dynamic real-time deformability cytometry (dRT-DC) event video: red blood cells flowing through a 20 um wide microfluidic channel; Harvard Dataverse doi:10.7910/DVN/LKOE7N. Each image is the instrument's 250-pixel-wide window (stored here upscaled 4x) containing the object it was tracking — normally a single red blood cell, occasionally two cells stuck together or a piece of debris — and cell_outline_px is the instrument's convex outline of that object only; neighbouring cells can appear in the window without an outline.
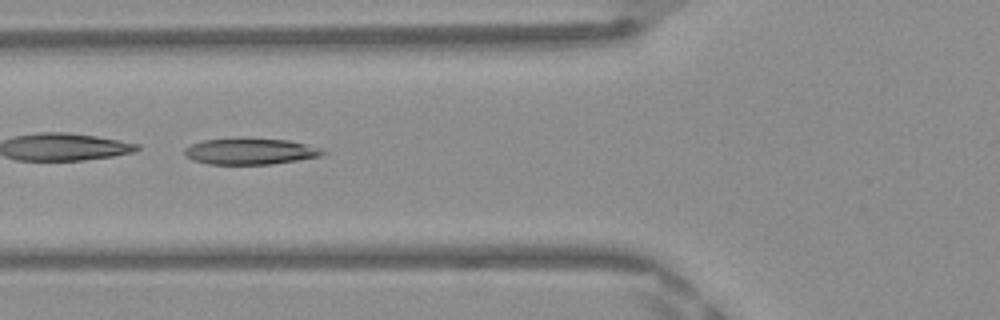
{"species": "Egyptian fruit bat (a non-hibernating species)", "species_latin": "Rousettus aegyptiacus", "temperature_condition": "warm", "stored_images_in_passage": 41, "camera_frame_rate_fps": 3000, "um_per_image_px": 0.085, "frame": {"image": 1, "passage_image": 12, "time_ms": 3.667, "image_size_px": [1000, 320], "cell_outline_px": [[328, 152], [320, 156], [272, 164], [208, 164], [192, 160], [184, 156], [184, 148], [192, 144], [204, 140], [288, 140], [324, 148]], "centroid_in_image_um": [21.29, 12.9], "position_along_channel_um": 104.5, "area_um2": 20.58}}
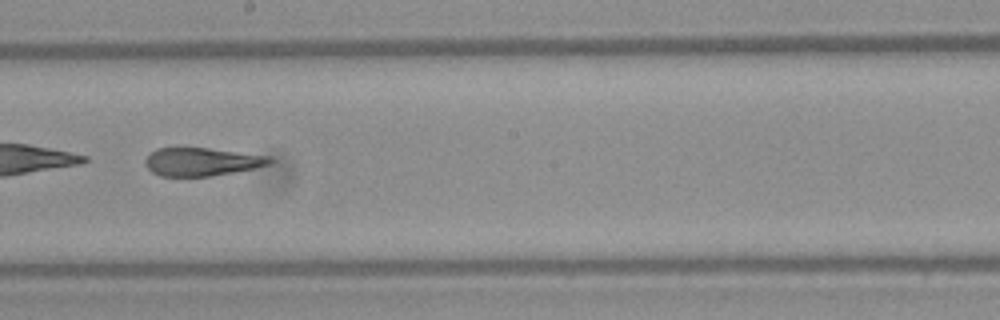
{"frame": {"image": 2, "passage_image": 21, "time_ms": 6.667, "image_size_px": [1000, 320], "cell_outline_px": [[272, 160], [268, 164], [256, 168], [208, 176], [160, 176], [152, 172], [144, 164], [144, 160], [156, 148], [208, 148], [268, 156]], "centroid_in_image_um": [17.09, 13.75], "position_along_channel_um": 231.1, "area_um2": 20.11}}
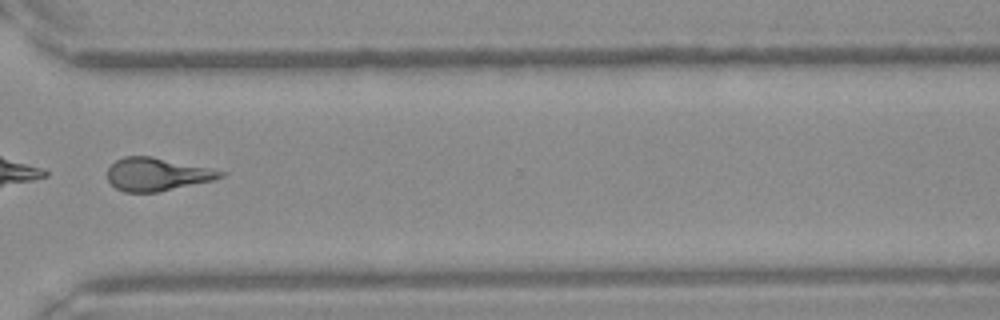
{"frame": {"image": 3, "passage_image": 30, "time_ms": 9.667, "image_size_px": [1000, 320], "cell_outline_px": [[228, 172], [224, 176], [212, 180], [156, 192], [124, 192], [116, 188], [108, 180], [108, 168], [116, 160], [124, 156], [152, 156]], "centroid_in_image_um": [13.33, 14.8], "position_along_channel_um": 357.3, "area_um2": 21.5}, "authors_computed_cell_mechanics": {"area_um2": 21.7328, "velocity_mm_per_s": 4.2077, "shape_relaxation_time_tau1_ms": 10.215, "shape_relaxation_time_tau2_ms": 2.1835, "deformation_change_tau1": 0.2829, "deformation_change_tau2": 0.1369}}